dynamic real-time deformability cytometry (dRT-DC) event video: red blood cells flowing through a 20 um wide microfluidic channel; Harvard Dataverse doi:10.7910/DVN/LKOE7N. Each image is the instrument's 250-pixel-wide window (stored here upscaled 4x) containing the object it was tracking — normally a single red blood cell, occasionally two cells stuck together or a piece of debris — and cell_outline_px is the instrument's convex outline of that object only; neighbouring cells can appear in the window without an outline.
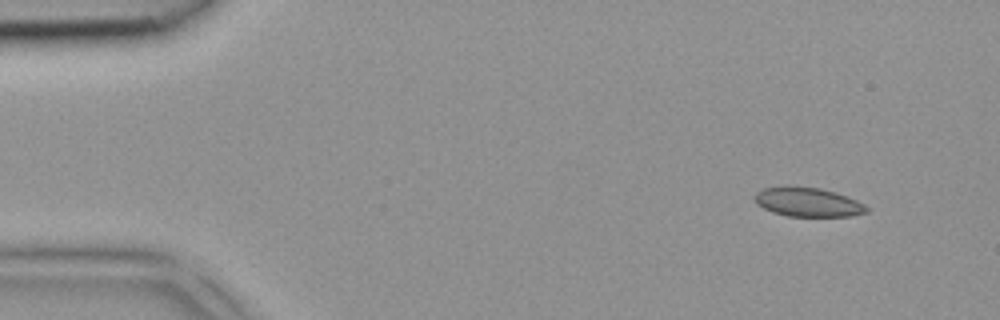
{"species": "common noctule bat (a hibernating species)", "species_latin": "Nyctalus noctula", "temperature_condition": "room temperature", "stored_images_in_passage": 3, "camera_frame_rate_fps": 3000, "um_per_image_px": 0.085, "animal": {"sex": "female", "body_mass_g": 18.4}, "frame": {"image": 1, "passage_image": 1, "time_ms": 0.0, "image_size_px": [1000, 320], "cell_outline_px": [[868, 212], [852, 216], [788, 216], [772, 212], [756, 204], [752, 196], [756, 192], [764, 188], [788, 184], [820, 188], [836, 192], [848, 196], [864, 204], [868, 208]], "centroid_in_image_um": [68.63, 17.15], "position_along_channel_um": 16.4, "area_um2": 19.48}}